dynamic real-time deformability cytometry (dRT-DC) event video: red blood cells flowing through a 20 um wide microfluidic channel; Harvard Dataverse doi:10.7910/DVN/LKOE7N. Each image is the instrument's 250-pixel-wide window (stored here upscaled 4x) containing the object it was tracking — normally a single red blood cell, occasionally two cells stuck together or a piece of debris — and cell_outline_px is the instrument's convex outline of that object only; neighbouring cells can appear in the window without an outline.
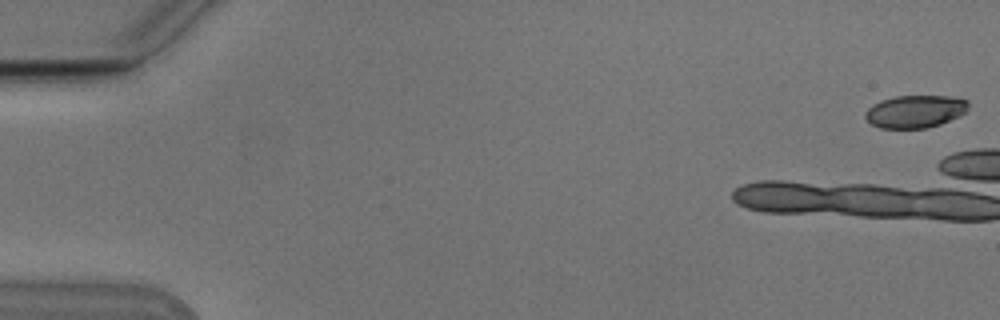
{"species": "Egyptian fruit bat (a non-hibernating species)", "species_latin": "Rousettus aegyptiacus", "temperature_condition": "cold", "stored_images_in_passage": 9, "camera_frame_rate_fps": 3000, "um_per_image_px": 0.085, "animal": {"sex": "male"}, "frame": {"image": 1, "passage_image": 1, "time_ms": 0.0, "image_size_px": [1000, 320], "cell_outline_px": [[968, 108], [960, 116], [940, 124], [924, 128], [880, 128], [872, 124], [864, 116], [864, 112], [872, 104], [880, 100], [896, 96], [952, 96], [968, 100]], "centroid_in_image_um": [77.78, 9.46], "position_along_channel_um": 7.2, "area_um2": 19.65}}